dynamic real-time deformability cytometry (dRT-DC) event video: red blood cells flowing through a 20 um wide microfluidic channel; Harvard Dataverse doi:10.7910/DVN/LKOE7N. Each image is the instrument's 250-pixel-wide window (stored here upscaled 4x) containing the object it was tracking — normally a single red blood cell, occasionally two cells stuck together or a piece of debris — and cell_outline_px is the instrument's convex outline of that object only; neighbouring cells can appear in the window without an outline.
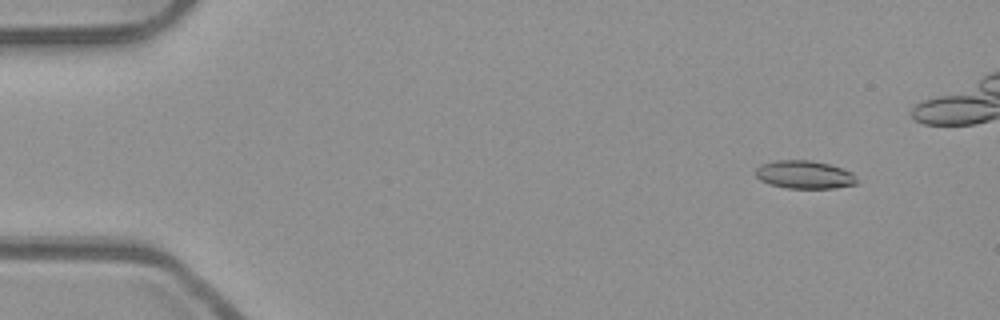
{"species": "common noctule bat (a hibernating species)", "species_latin": "Nyctalus noctula", "temperature_condition": "room temperature", "stored_images_in_passage": 47, "camera_frame_rate_fps": 3000, "um_per_image_px": 0.085, "animal": {"sex": "male", "body_mass_g": 23.1, "forearm_length_mm": 52.7}, "frame": {"image": 1, "passage_image": 6, "time_ms": 1.667, "image_size_px": [1000, 320], "cell_outline_px": [[856, 184], [836, 188], [788, 188], [772, 184], [760, 180], [756, 176], [756, 168], [760, 164], [776, 160], [812, 160], [828, 164], [852, 172], [856, 176]], "centroid_in_image_um": [68.37, 14.84], "position_along_channel_um": 16.6, "area_um2": 16.47}}
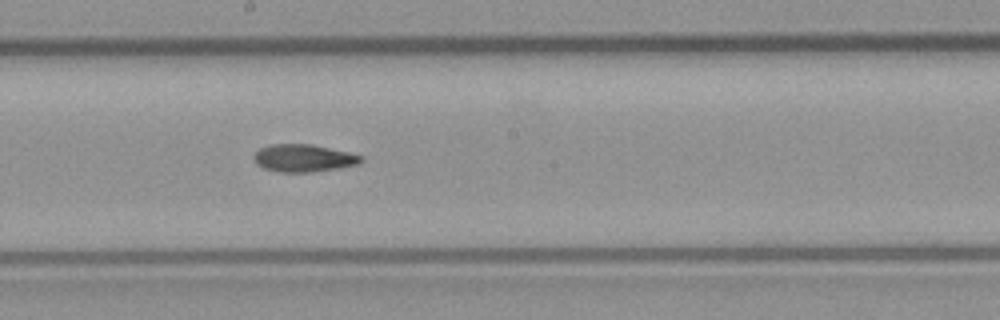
{"frame": {"image": 2, "passage_image": 30, "time_ms": 9.667, "image_size_px": [1000, 320], "cell_outline_px": [[364, 160], [360, 164], [340, 168], [308, 172], [280, 172], [264, 168], [256, 164], [252, 156], [260, 148], [272, 144], [312, 144], [348, 152], [364, 156]], "centroid_in_image_um": [25.83, 13.44], "position_along_channel_um": 222.4, "area_um2": 17.28}}
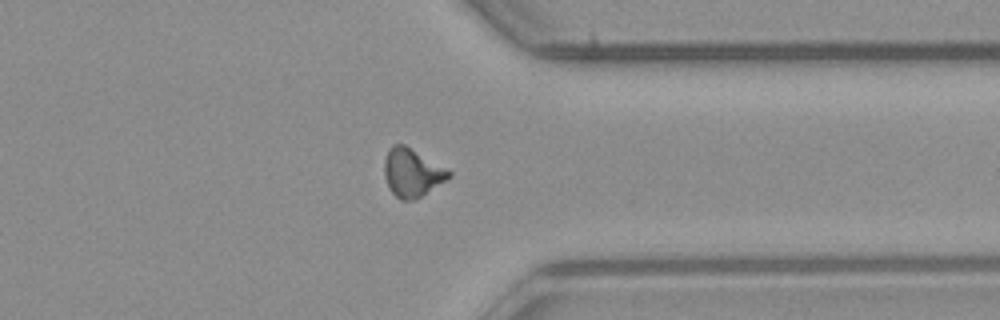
{"frame": {"image": 3, "passage_image": 42, "time_ms": 13.667, "image_size_px": [1000, 320], "cell_outline_px": [[452, 176], [448, 180], [416, 200], [400, 200], [388, 188], [384, 176], [384, 160], [388, 148], [392, 144], [404, 144], [452, 172]], "centroid_in_image_um": [35.01, 14.7], "position_along_channel_um": 376.4, "area_um2": 18.32}}